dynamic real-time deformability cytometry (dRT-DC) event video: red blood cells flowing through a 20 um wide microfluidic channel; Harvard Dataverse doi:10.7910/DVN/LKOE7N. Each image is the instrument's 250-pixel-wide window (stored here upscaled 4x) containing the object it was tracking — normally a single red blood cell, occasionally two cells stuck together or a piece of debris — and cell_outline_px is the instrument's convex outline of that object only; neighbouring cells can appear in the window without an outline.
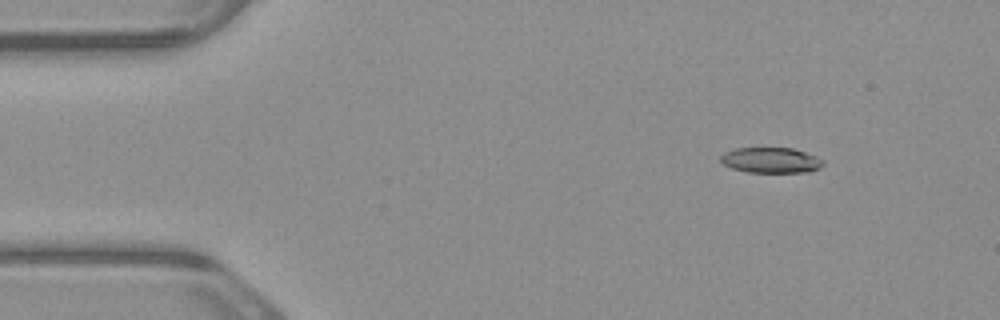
{"species": "common noctule bat (a hibernating species)", "species_latin": "Nyctalus noctula", "temperature_condition": "warm", "stored_images_in_passage": 5, "camera_frame_rate_fps": 3000, "um_per_image_px": 0.085, "animal": {"sex": "male", "body_mass_g": 23.1, "forearm_length_mm": 52.7}, "frame": {"image": 1, "passage_image": 2, "time_ms": 0.333, "image_size_px": [1000, 320], "cell_outline_px": [[824, 164], [820, 168], [808, 172], [748, 172], [732, 168], [724, 164], [720, 160], [720, 156], [724, 152], [736, 148], [792, 148], [816, 156], [824, 160]], "centroid_in_image_um": [65.54, 13.62], "position_along_channel_um": 19.5, "area_um2": 15.2}}
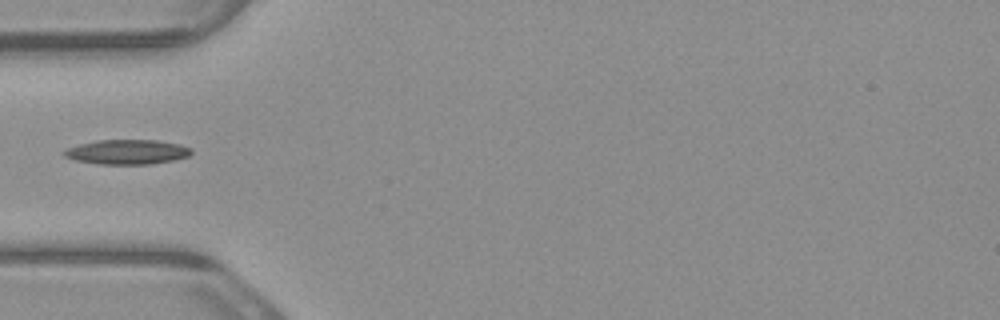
{"frame": {"image": 2, "passage_image": 5, "time_ms": 1.333, "image_size_px": [1000, 320], "cell_outline_px": [[192, 152], [188, 156], [172, 160], [152, 164], [100, 164], [76, 160], [64, 156], [60, 152], [68, 148], [80, 144], [96, 140], [156, 140], [180, 144], [192, 148]], "centroid_in_image_um": [10.8, 12.91], "position_along_channel_um": 74.2, "area_um2": 18.26}}